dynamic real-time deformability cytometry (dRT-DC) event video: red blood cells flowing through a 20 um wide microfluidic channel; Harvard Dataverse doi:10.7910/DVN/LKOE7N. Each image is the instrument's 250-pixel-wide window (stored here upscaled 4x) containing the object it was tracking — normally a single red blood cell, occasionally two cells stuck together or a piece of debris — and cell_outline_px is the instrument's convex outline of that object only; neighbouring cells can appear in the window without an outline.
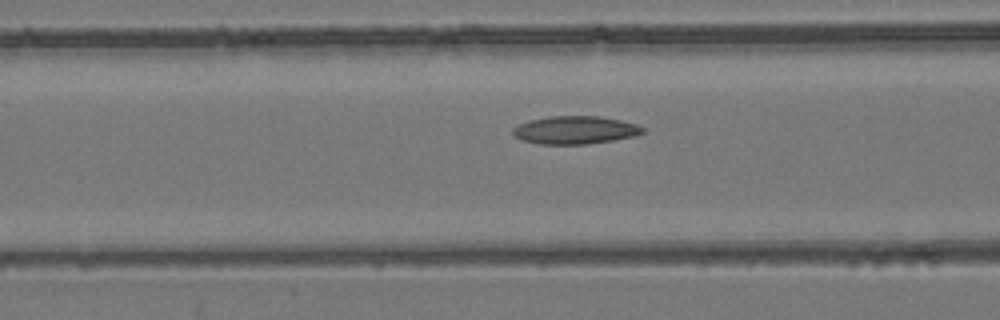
{"species": "common noctule bat (a hibernating species)", "species_latin": "Nyctalus noctula", "temperature_condition": "room temperature", "stored_images_in_passage": 27, "camera_frame_rate_fps": 3000, "um_per_image_px": 0.085, "animal": {"sex": "female", "body_mass_g": 24.6, "forearm_length_mm": 56.2}, "frame": {"image": 1, "passage_image": 5, "time_ms": 1.333, "image_size_px": [1000, 320], "cell_outline_px": [[644, 132], [636, 136], [588, 144], [536, 144], [520, 140], [512, 136], [512, 128], [528, 120], [548, 116], [600, 116], [620, 120], [636, 124], [644, 128]], "centroid_in_image_um": [48.83, 11.06], "position_along_channel_um": 117.8, "area_um2": 21.39}}
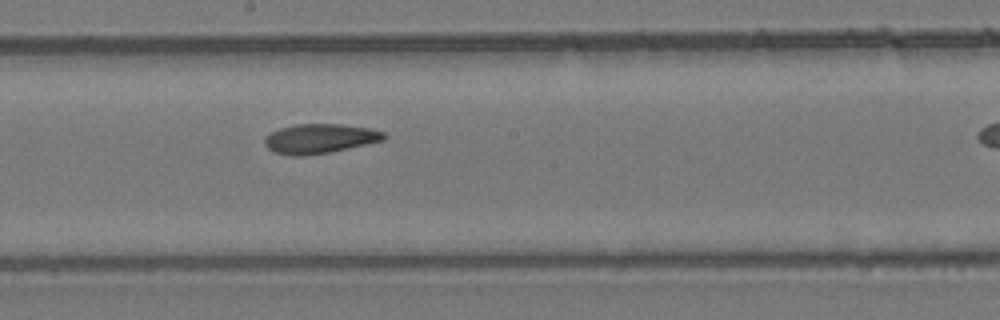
{"frame": {"image": 2, "passage_image": 13, "time_ms": 4.0, "image_size_px": [1000, 320], "cell_outline_px": [[388, 136], [384, 140], [328, 152], [304, 156], [292, 156], [276, 152], [268, 148], [264, 144], [264, 140], [272, 132], [280, 128], [296, 124], [340, 124], [368, 128], [384, 132]], "centroid_in_image_um": [27.18, 11.78], "position_along_channel_um": 221.0, "area_um2": 20.23}}
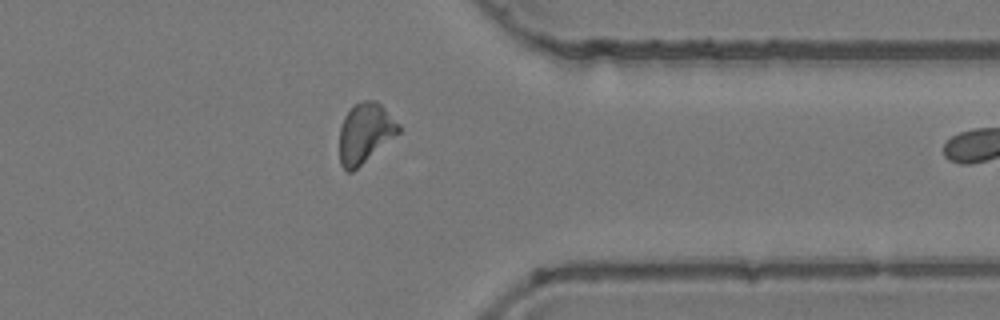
{"frame": {"image": 3, "passage_image": 26, "time_ms": 8.333, "image_size_px": [1000, 320], "cell_outline_px": [[400, 132], [352, 172], [348, 172], [340, 164], [340, 128], [344, 116], [356, 104], [364, 100], [376, 100], [400, 124]], "centroid_in_image_um": [31.04, 11.31], "position_along_channel_um": 380.4, "area_um2": 20.35}}